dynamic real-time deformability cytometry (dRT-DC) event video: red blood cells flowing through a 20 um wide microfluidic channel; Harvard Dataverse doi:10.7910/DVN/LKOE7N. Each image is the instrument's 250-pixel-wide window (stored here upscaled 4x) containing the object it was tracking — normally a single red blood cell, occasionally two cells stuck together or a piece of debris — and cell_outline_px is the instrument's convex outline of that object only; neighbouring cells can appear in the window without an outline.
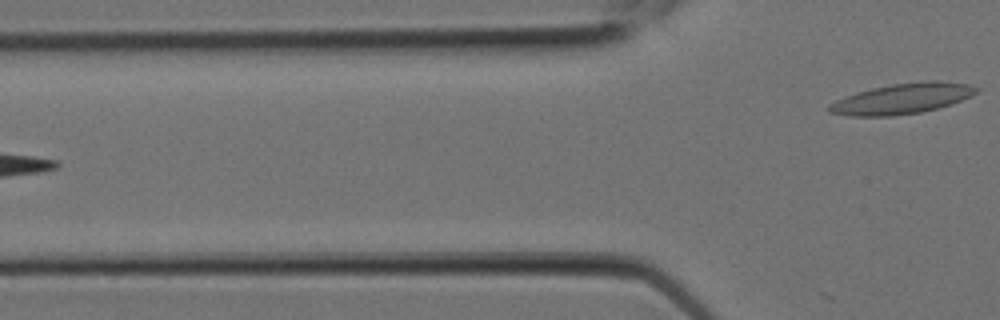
{"species": "Egyptian fruit bat (a non-hibernating species)", "species_latin": "Rousettus aegyptiacus", "temperature_condition": "room temperature", "stored_images_in_passage": 7, "segment_of_instrument_passage": [2, 2], "camera_frame_rate_fps": 3000, "um_per_image_px": 0.085, "animal": {"sex": "female"}, "frame": {"image": 1, "passage_image": 7, "time_ms": 2.0, "image_size_px": [1000, 320], "cell_outline_px": [[980, 92], [972, 96], [936, 108], [920, 112], [892, 116], [848, 116], [828, 112], [828, 108], [836, 100], [844, 96], [856, 92], [872, 88], [892, 84], [932, 80], [936, 80], [968, 84], [980, 88]], "centroid_in_image_um": [76.69, 8.38], "position_along_channel_um": 49.1, "area_um2": 26.01}}